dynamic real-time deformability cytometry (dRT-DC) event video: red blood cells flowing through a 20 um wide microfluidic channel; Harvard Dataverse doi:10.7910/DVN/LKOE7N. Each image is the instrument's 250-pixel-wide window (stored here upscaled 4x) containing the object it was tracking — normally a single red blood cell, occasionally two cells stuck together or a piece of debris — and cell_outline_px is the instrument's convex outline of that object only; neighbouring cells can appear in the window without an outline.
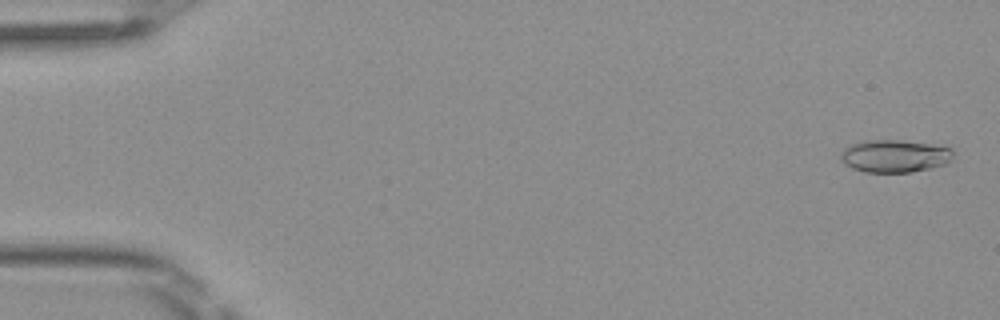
{"species": "Egyptian fruit bat (a non-hibernating species)", "species_latin": "Rousettus aegyptiacus", "temperature_condition": "room temperature", "stored_images_in_passage": 50, "camera_frame_rate_fps": 3000, "um_per_image_px": 0.085, "frame": {"image": 1, "passage_image": 2, "time_ms": 0.333, "image_size_px": [1000, 320], "cell_outline_px": [[952, 160], [948, 164], [932, 168], [912, 172], [864, 172], [852, 168], [844, 164], [840, 160], [840, 156], [844, 148], [852, 144], [868, 140], [900, 140], [932, 144], [952, 148]], "centroid_in_image_um": [76.07, 13.27], "position_along_channel_um": 8.9, "area_um2": 21.56}}
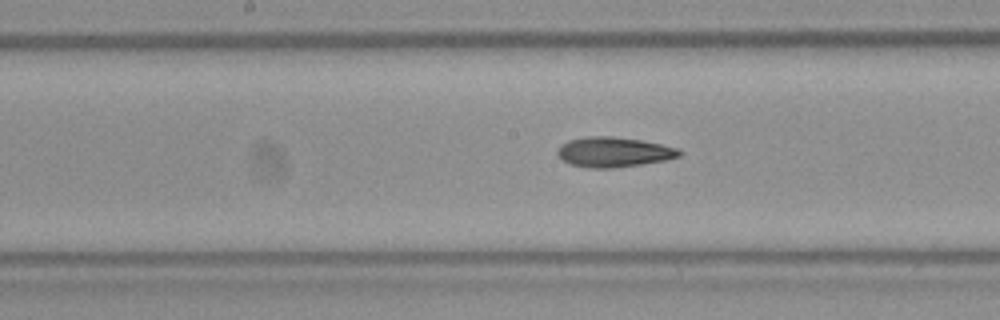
{"frame": {"image": 2, "passage_image": 26, "time_ms": 8.333, "image_size_px": [1000, 320], "cell_outline_px": [[684, 152], [680, 156], [668, 160], [612, 168], [588, 168], [568, 164], [556, 152], [560, 144], [568, 140], [588, 136], [612, 136], [640, 140], [680, 148]], "centroid_in_image_um": [52.18, 12.92], "position_along_channel_um": 196.0, "area_um2": 21.44}}
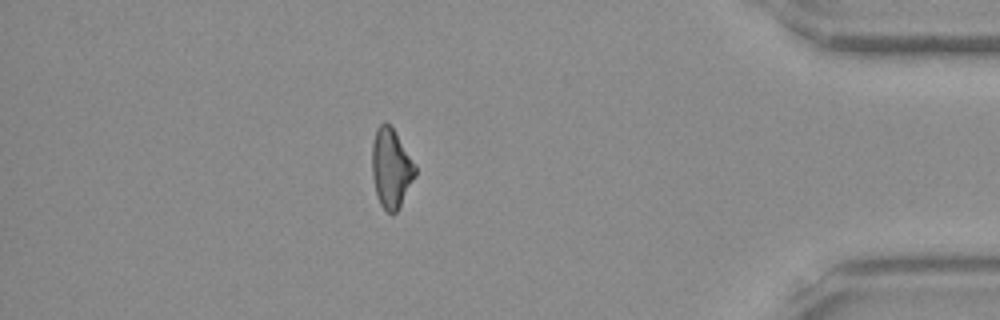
{"frame": {"image": 3, "passage_image": 44, "time_ms": 14.333, "image_size_px": [1000, 320], "cell_outline_px": [[416, 176], [396, 212], [392, 216], [380, 204], [376, 196], [372, 176], [372, 144], [376, 128], [384, 120], [392, 128], [416, 164]], "centroid_in_image_um": [33.23, 14.3], "position_along_channel_um": 402.0, "area_um2": 20.0}, "authors_computed_cell_mechanics": {"area_um2": 20.6924, "velocity_mm_per_s": 4.1042, "shape_relaxation_time_tau1_ms": null, "shape_relaxation_time_tau2_ms": 4.5079, "deformation_change_tau1": null, "deformation_change_tau2": 0.1304}}